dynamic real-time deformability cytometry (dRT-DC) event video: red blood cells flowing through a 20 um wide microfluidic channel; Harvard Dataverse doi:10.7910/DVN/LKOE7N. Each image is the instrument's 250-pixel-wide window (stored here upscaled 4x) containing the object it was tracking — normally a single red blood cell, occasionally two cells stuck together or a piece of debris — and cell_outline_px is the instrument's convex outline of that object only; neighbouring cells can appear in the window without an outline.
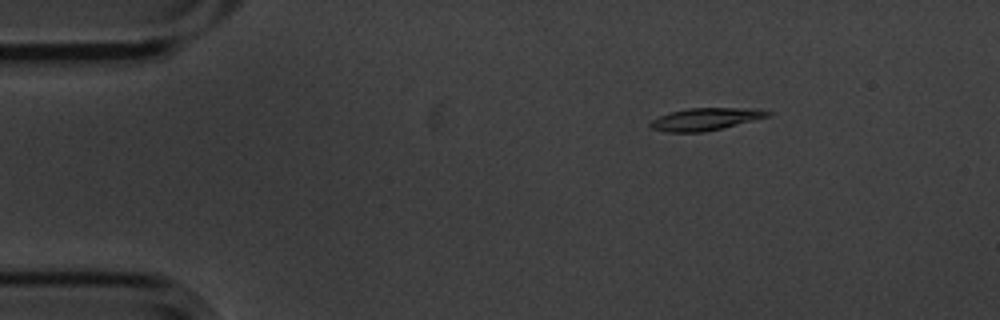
{"species": "common noctule bat (a hibernating species)", "species_latin": "Nyctalus noctula", "temperature_condition": "cold", "stored_images_in_passage": 6, "camera_frame_rate_fps": 3000, "um_per_image_px": 0.085, "animal": {"sex": "male", "body_mass_g": 20.1, "forearm_length_mm": 53.5}, "frame": {"image": 1, "passage_image": 3, "time_ms": 0.667, "image_size_px": [1000, 320], "cell_outline_px": [[772, 112], [768, 116], [724, 128], [704, 132], [668, 132], [652, 128], [648, 124], [652, 120], [660, 116], [672, 112], [688, 108], [760, 108]], "centroid_in_image_um": [60.0, 10.12], "position_along_channel_um": 25.0, "area_um2": 15.2}}